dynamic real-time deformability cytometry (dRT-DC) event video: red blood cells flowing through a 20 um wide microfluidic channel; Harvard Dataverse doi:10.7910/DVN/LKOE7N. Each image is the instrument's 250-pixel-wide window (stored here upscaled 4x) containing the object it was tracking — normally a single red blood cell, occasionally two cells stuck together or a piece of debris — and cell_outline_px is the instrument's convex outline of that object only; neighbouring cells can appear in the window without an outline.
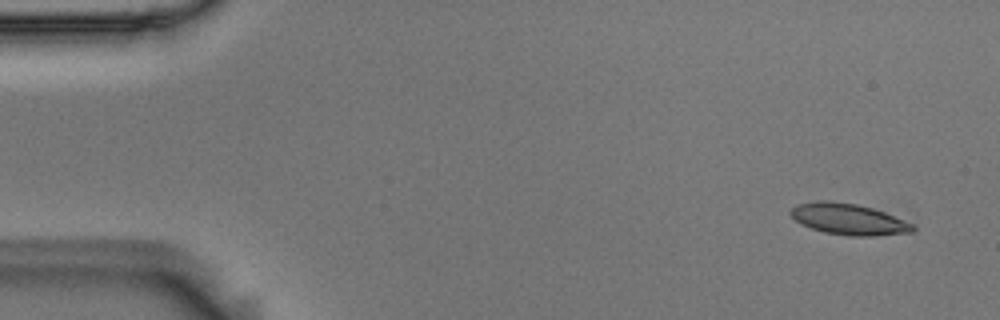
{"species": "Egyptian fruit bat (a non-hibernating species)", "species_latin": "Rousettus aegyptiacus", "temperature_condition": "room temperature", "stored_images_in_passage": 3, "camera_frame_rate_fps": 3000, "um_per_image_px": 0.085, "animal": {"sex": "male"}, "frame": {"image": 1, "passage_image": 1, "time_ms": 0.0, "image_size_px": [1000, 320], "cell_outline_px": [[916, 228], [912, 232], [876, 236], [848, 236], [824, 232], [800, 224], [788, 212], [796, 204], [816, 200], [832, 200], [856, 204], [872, 208], [884, 212], [912, 224]], "centroid_in_image_um": [72.09, 18.62], "position_along_channel_um": 12.9, "area_um2": 22.25}}